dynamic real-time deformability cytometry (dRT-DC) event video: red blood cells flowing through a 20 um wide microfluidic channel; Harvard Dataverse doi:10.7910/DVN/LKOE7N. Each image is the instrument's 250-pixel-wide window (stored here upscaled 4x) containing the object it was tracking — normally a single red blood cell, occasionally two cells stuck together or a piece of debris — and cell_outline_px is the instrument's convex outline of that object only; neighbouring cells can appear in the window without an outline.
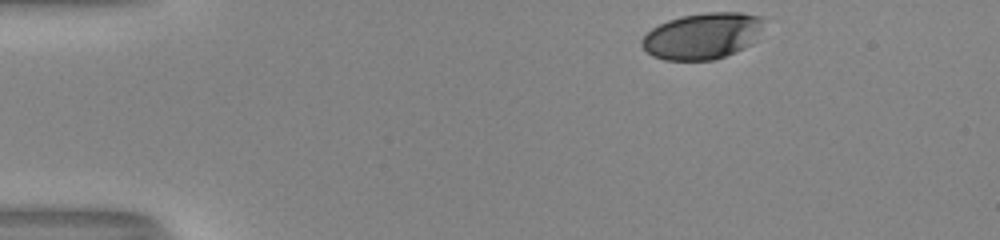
{"species": "human", "species_latin": "Homo sapiens", "temperature_condition": "room temperature", "stored_images_in_passage": 36, "camera_frame_rate_fps": 3000, "um_per_image_px": 0.085, "donor": {"sex": "male"}, "frame": {"image": 1, "passage_image": 1, "time_ms": 0.0, "image_size_px": [1000, 240], "cell_outline_px": [[764, 20], [752, 44], [736, 52], [716, 60], [664, 60], [652, 56], [640, 44], [640, 40], [652, 28], [668, 20], [684, 16], [708, 12], [744, 12], [764, 16]], "centroid_in_image_um": [59.72, 3.06], "position_along_channel_um": 25.3, "area_um2": 32.95}}
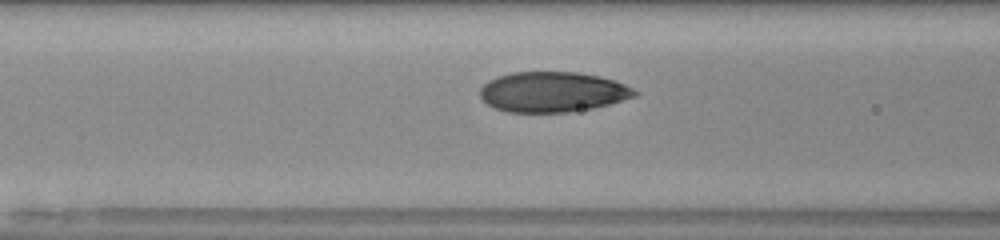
{"frame": {"image": 2, "passage_image": 15, "time_ms": 4.667, "image_size_px": [1000, 240], "cell_outline_px": [[640, 92], [636, 96], [608, 104], [592, 108], [572, 112], [508, 112], [496, 108], [488, 104], [480, 96], [480, 88], [488, 80], [496, 76], [512, 72], [580, 72], [600, 76], [616, 80]], "centroid_in_image_um": [46.98, 7.8], "position_along_channel_um": 119.6, "area_um2": 36.41}}
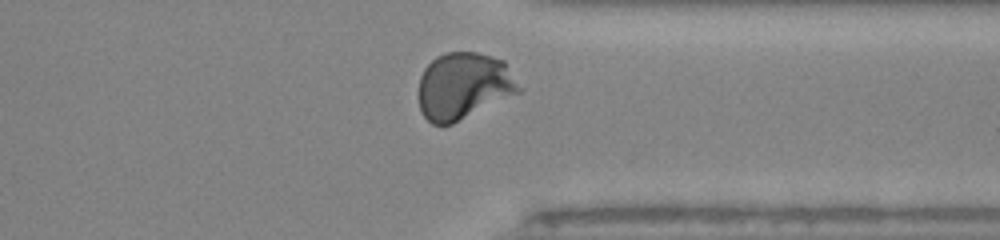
{"frame": {"image": 3, "passage_image": 34, "time_ms": 11.0, "image_size_px": [1000, 240], "cell_outline_px": [[524, 88], [520, 92], [452, 124], [432, 124], [420, 112], [420, 76], [424, 68], [436, 56], [448, 52], [476, 52], [492, 56], [504, 60]], "centroid_in_image_um": [39.45, 7.29], "position_along_channel_um": 371.9, "area_um2": 39.19}, "authors_computed_cell_mechanics": {"area_um2": 37.0498, "velocity_mm_per_s": 4.0155, "shape_relaxation_time_tau1_ms": 4.9091, "shape_relaxation_time_tau2_ms": null, "deformation_change_tau1": 0.1953, "deformation_change_tau2": null}}